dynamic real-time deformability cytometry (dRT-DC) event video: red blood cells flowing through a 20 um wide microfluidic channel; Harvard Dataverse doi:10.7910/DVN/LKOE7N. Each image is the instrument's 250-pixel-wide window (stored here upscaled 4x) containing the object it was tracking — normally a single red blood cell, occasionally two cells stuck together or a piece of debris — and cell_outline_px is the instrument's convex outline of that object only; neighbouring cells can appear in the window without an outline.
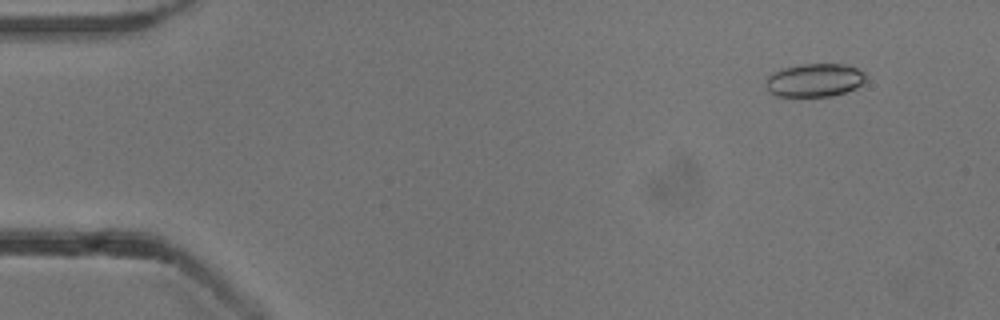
{"species": "common noctule bat (a hibernating species)", "species_latin": "Nyctalus noctula", "temperature_condition": "cold", "stored_images_in_passage": 50, "camera_frame_rate_fps": 3000, "um_per_image_px": 0.085, "animal": {"sex": "male", "body_mass_g": 13.3}, "frame": {"image": 1, "passage_image": 2, "time_ms": 0.333, "image_size_px": [1000, 320], "cell_outline_px": [[868, 76], [856, 88], [832, 96], [776, 96], [768, 92], [764, 84], [768, 76], [784, 68], [800, 64], [844, 64], [856, 68], [864, 72]], "centroid_in_image_um": [69.23, 6.82], "position_along_channel_um": 15.8, "area_um2": 19.36}}
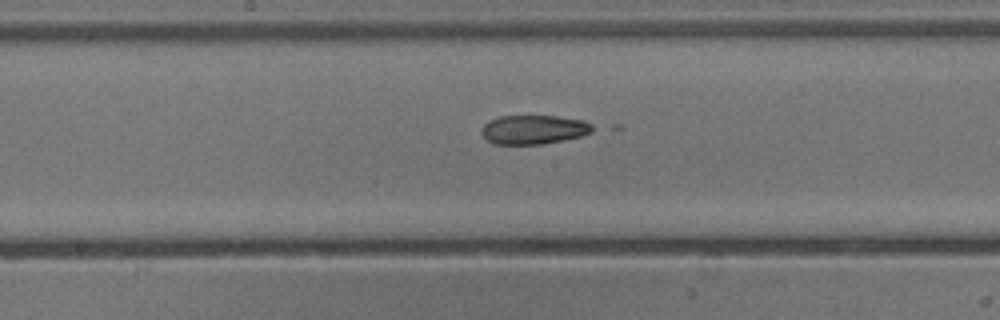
{"frame": {"image": 2, "passage_image": 25, "time_ms": 8.0, "image_size_px": [1000, 320], "cell_outline_px": [[600, 128], [592, 132], [580, 136], [540, 144], [492, 144], [480, 132], [480, 128], [488, 120], [500, 116], [556, 116], [584, 120]], "centroid_in_image_um": [45.38, 11.0], "position_along_channel_um": 202.8, "area_um2": 18.96}}
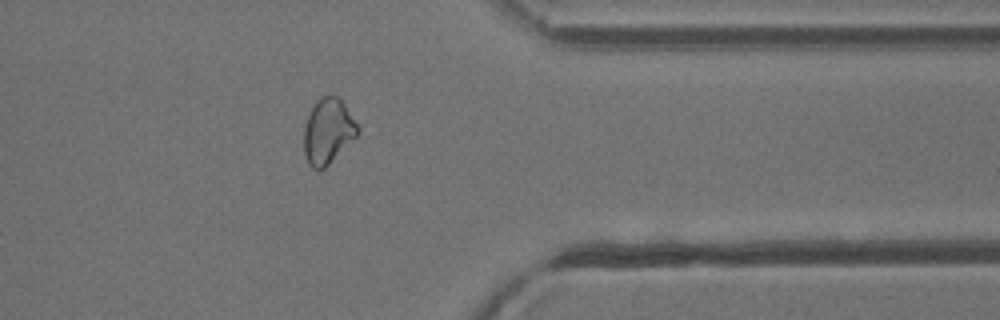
{"frame": {"image": 3, "passage_image": 40, "time_ms": 13.0, "image_size_px": [1000, 320], "cell_outline_px": [[360, 132], [324, 168], [312, 168], [308, 164], [304, 152], [304, 124], [308, 112], [316, 100], [320, 96], [336, 96], [344, 104], [360, 128]], "centroid_in_image_um": [27.85, 11.12], "position_along_channel_um": 383.6, "area_um2": 20.29}, "authors_computed_cell_mechanics": {"area_um2": 19.941, "velocity_mm_per_s": 3.8816, "shape_relaxation_time_tau1_ms": null, "shape_relaxation_time_tau2_ms": 5.1908, "deformation_change_tau1": null, "deformation_change_tau2": 0.1081}}